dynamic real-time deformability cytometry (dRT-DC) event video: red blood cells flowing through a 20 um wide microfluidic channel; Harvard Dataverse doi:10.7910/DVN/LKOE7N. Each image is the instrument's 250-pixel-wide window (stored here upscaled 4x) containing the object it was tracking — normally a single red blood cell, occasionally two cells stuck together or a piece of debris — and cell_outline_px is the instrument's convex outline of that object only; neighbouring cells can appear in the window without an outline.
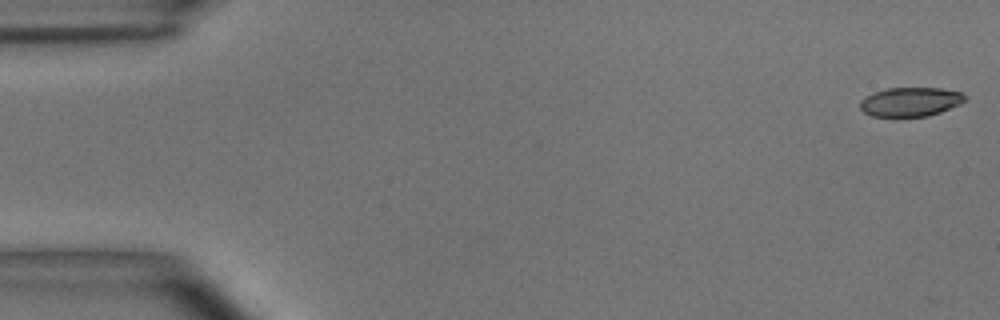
{"species": "common noctule bat (a hibernating species)", "species_latin": "Nyctalus noctula", "temperature_condition": "room temperature", "stored_images_in_passage": 7, "camera_frame_rate_fps": 3000, "um_per_image_px": 0.085, "animal": {"sex": "male", "body_mass_g": 15.6}, "frame": {"image": 1, "passage_image": 1, "time_ms": 0.0, "image_size_px": [1000, 320], "cell_outline_px": [[964, 100], [960, 104], [940, 112], [928, 116], [872, 116], [864, 112], [860, 108], [860, 100], [872, 92], [888, 88], [940, 88], [960, 92], [964, 96]], "centroid_in_image_um": [77.34, 8.65], "position_along_channel_um": 7.7, "area_um2": 17.63}}